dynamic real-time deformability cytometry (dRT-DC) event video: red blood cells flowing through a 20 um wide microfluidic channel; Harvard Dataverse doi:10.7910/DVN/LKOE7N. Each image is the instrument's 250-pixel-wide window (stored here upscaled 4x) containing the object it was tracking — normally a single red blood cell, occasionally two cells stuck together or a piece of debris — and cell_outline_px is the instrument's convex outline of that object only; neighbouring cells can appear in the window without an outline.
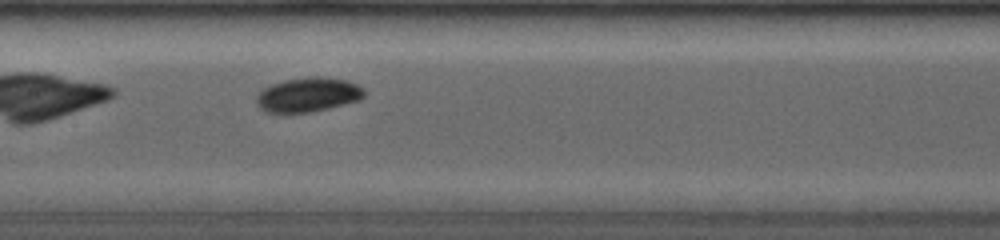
{"species": "common noctule bat (a hibernating species)", "species_latin": "Nyctalus noctula", "temperature_condition": "room temperature", "stored_images_in_passage": 22, "camera_frame_rate_fps": 4000, "um_per_image_px": 0.085, "animal": {"sex": "female", "body_mass_g": 19.0, "forearm_length_mm": 53.3}, "frame": {"image": 1, "passage_image": 16, "time_ms": 3.25, "image_size_px": [1000, 240], "cell_outline_px": [[364, 96], [360, 100], [312, 112], [268, 112], [260, 108], [256, 104], [256, 96], [264, 88], [272, 84], [284, 80], [312, 76], [324, 76], [344, 80], [356, 84], [364, 88]], "centroid_in_image_um": [26.19, 8.04], "position_along_channel_um": 181.2, "area_um2": 21.5}}